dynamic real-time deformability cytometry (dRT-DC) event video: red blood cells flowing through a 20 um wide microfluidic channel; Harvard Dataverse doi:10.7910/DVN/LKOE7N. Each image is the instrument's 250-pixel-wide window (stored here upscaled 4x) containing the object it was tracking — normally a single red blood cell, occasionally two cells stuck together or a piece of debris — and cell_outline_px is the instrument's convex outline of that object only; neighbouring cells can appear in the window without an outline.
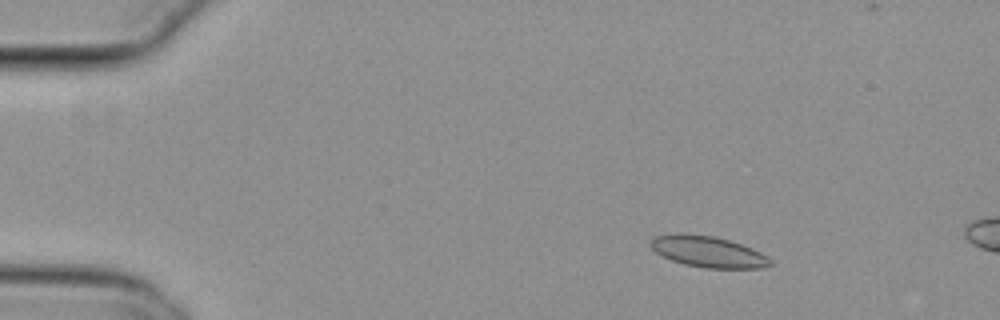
{"species": "common noctule bat (a hibernating species)", "species_latin": "Nyctalus noctula", "temperature_condition": "cold", "stored_images_in_passage": 6, "camera_frame_rate_fps": 3000, "um_per_image_px": 0.085, "animal": {"sex": "female", "body_mass_g": 29.2, "forearm_length_mm": 56.3}, "frame": {"image": 1, "passage_image": 1, "time_ms": 0.0, "image_size_px": [1000, 320], "cell_outline_px": [[772, 264], [764, 268], [704, 268], [684, 264], [672, 260], [656, 252], [648, 244], [648, 240], [652, 236], [716, 236], [752, 248], [768, 256], [772, 260]], "centroid_in_image_um": [60.24, 21.44], "position_along_channel_um": 24.8, "area_um2": 21.1}}